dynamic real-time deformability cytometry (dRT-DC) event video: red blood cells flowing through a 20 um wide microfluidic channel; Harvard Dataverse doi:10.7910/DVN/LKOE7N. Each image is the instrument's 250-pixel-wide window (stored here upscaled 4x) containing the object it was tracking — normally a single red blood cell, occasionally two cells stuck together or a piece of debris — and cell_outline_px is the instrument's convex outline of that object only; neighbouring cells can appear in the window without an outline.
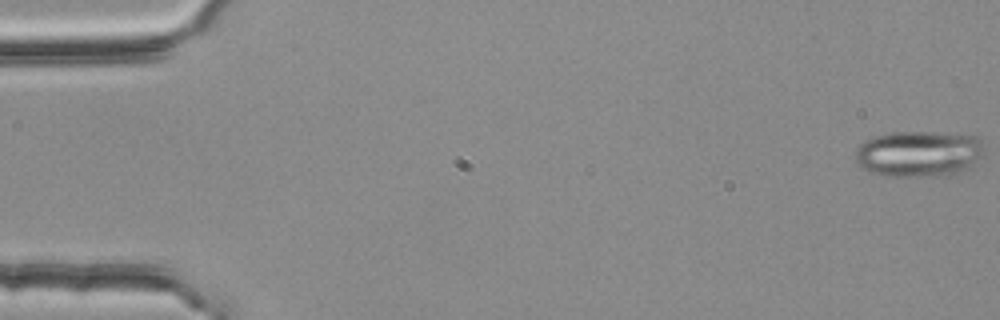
{"species": "common noctule bat (a hibernating species)", "species_latin": "Nyctalus noctula", "temperature_condition": "room temperature", "stored_images_in_passage": 55, "camera_frame_rate_fps": 3000, "um_per_image_px": 0.085, "animal": {"sex": "female", "body_mass_g": 25.1}, "frame": {"image": 1, "passage_image": 1, "time_ms": 0.0, "image_size_px": [1000, 320], "cell_outline_px": [[984, 156], [968, 168], [960, 172], [940, 176], [884, 176], [872, 172], [864, 168], [856, 160], [856, 148], [860, 144], [872, 136], [892, 132], [928, 132], [976, 136], [984, 140]], "centroid_in_image_um": [78.14, 13.06], "position_along_channel_um": 6.9, "area_um2": 34.8}}
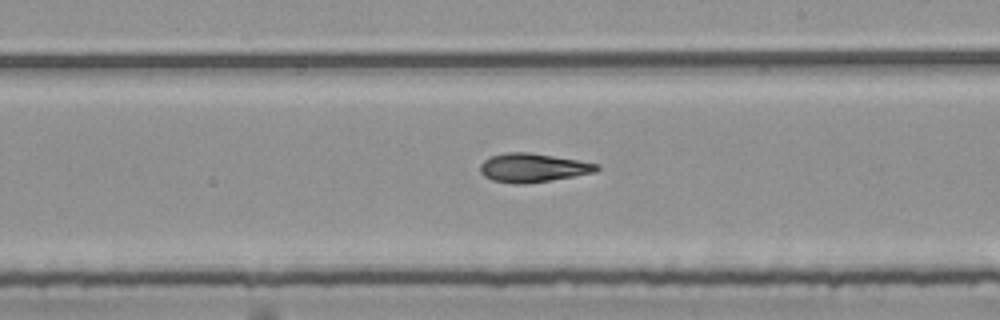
{"frame": {"image": 2, "passage_image": 32, "time_ms": 10.333, "image_size_px": [1000, 320], "cell_outline_px": [[600, 168], [596, 172], [524, 184], [516, 184], [492, 180], [484, 176], [480, 172], [480, 164], [484, 160], [492, 156], [504, 152], [528, 152], [580, 160], [600, 164]], "centroid_in_image_um": [45.29, 14.25], "position_along_channel_um": 243.7, "area_um2": 19.48}}
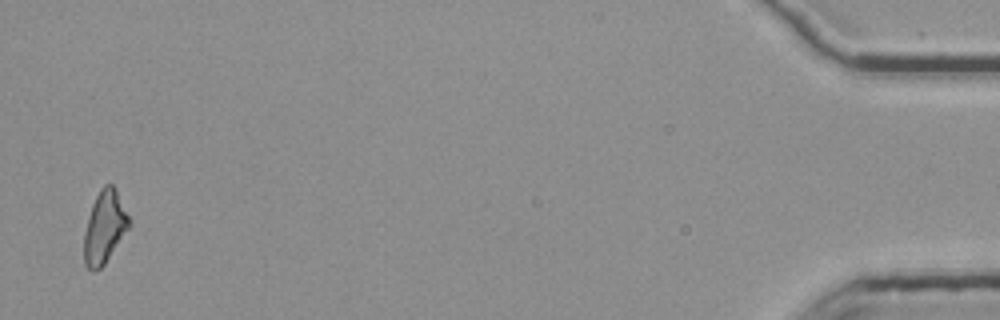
{"frame": {"image": 3, "passage_image": 54, "time_ms": 17.667, "image_size_px": [1000, 320], "cell_outline_px": [[132, 224], [104, 264], [100, 268], [92, 272], [84, 264], [84, 232], [88, 216], [92, 204], [100, 188], [104, 184], [112, 184], [116, 188]], "centroid_in_image_um": [8.88, 19.29], "position_along_channel_um": 426.3, "area_um2": 19.07}, "authors_computed_cell_mechanics": {"area_um2": 19.3052, "velocity_mm_per_s": 3.7784, "shape_relaxation_time_tau1_ms": null, "shape_relaxation_time_tau2_ms": 3.508, "deformation_change_tau1": null, "deformation_change_tau2": 0.1197}}